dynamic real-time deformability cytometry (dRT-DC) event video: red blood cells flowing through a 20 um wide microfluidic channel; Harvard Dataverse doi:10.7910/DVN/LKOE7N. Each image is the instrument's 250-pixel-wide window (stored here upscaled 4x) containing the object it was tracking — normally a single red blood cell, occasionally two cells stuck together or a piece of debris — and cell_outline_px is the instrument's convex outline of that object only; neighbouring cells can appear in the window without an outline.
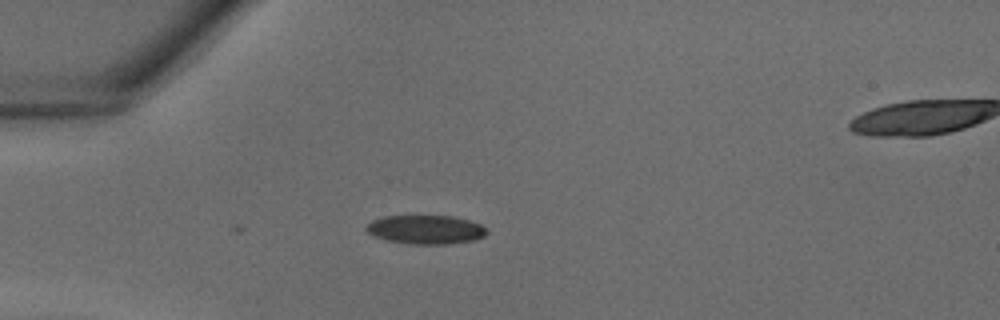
{"species": "common noctule bat (a hibernating species)", "species_latin": "Nyctalus noctula", "temperature_condition": "warm", "stored_images_in_passage": 28, "camera_frame_rate_fps": 3000, "um_per_image_px": 0.085, "animal": {"sex": "male", "body_mass_g": 18.8}, "frame": {"image": 1, "passage_image": 1, "time_ms": 0.0, "image_size_px": [1000, 320], "cell_outline_px": [[488, 232], [484, 236], [472, 240], [448, 244], [412, 244], [388, 240], [376, 236], [368, 232], [364, 228], [372, 220], [384, 216], [452, 216], [468, 220], [480, 224], [488, 228]], "centroid_in_image_um": [36.21, 19.51], "position_along_channel_um": 48.8, "area_um2": 20.11}}
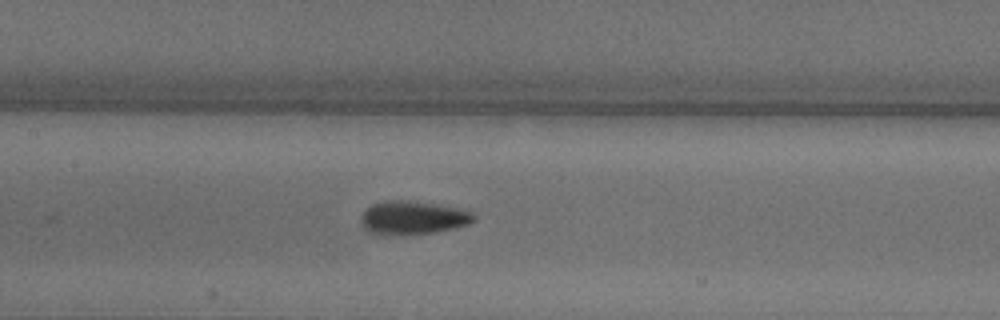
{"frame": {"image": 2, "passage_image": 9, "time_ms": 2.667, "image_size_px": [1000, 320], "cell_outline_px": [[476, 220], [468, 224], [456, 228], [412, 236], [368, 232], [360, 224], [360, 216], [364, 208], [372, 204], [384, 200], [404, 200], [432, 204], [456, 208], [472, 212], [476, 216]], "centroid_in_image_um": [35.05, 18.52], "position_along_channel_um": 172.4, "area_um2": 22.25}}
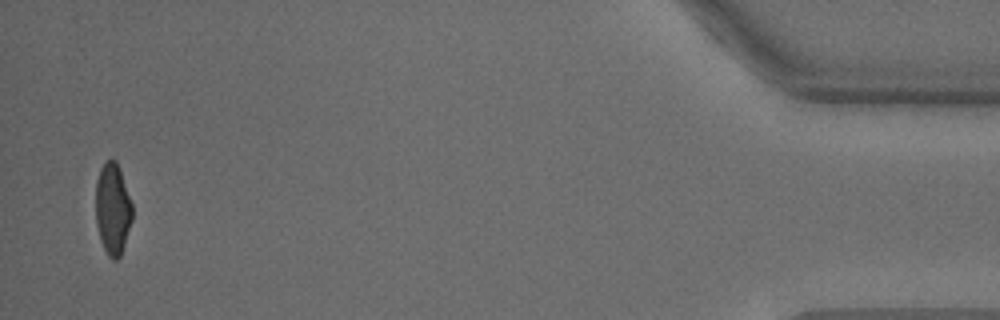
{"frame": {"image": 3, "passage_image": 28, "time_ms": 9.0, "image_size_px": [1000, 320], "cell_outline_px": [[132, 220], [120, 256], [116, 260], [112, 260], [108, 256], [100, 240], [96, 224], [96, 180], [100, 168], [104, 160], [116, 160], [132, 204]], "centroid_in_image_um": [9.56, 17.76], "position_along_channel_um": 425.6, "area_um2": 19.42}}